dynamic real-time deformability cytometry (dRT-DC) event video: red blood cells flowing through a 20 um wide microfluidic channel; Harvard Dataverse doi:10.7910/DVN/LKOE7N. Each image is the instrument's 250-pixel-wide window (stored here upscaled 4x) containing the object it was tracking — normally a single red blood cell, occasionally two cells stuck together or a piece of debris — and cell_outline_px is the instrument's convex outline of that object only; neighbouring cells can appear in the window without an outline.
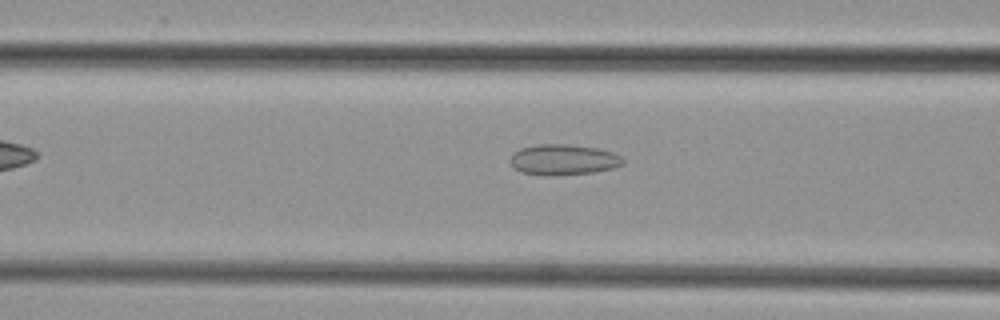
{"species": "common noctule bat (a hibernating species)", "species_latin": "Nyctalus noctula", "temperature_condition": "cold", "stored_images_in_passage": 33, "camera_frame_rate_fps": 3000, "um_per_image_px": 0.085, "animal": {"sex": "female", "body_mass_g": 29.2, "forearm_length_mm": 56.3}, "frame": {"image": 1, "passage_image": 4, "time_ms": 1.0, "image_size_px": [1000, 320], "cell_outline_px": [[624, 164], [612, 168], [596, 172], [552, 176], [520, 172], [512, 168], [508, 160], [512, 152], [520, 148], [540, 144], [568, 144], [596, 148], [612, 152], [620, 156], [624, 160]], "centroid_in_image_um": [47.83, 13.58], "position_along_channel_um": 118.8, "area_um2": 20.4}}
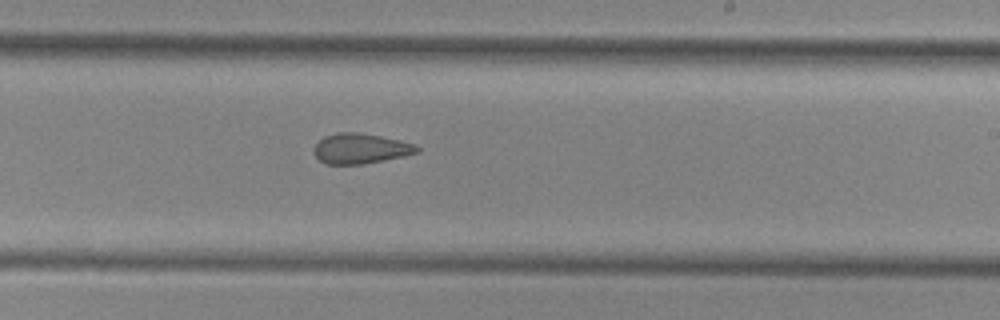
{"frame": {"image": 2, "passage_image": 14, "time_ms": 4.333, "image_size_px": [1000, 320], "cell_outline_px": [[420, 152], [384, 160], [364, 164], [324, 164], [312, 152], [312, 148], [324, 136], [336, 132], [360, 132], [380, 136], [412, 144], [420, 148]], "centroid_in_image_um": [30.58, 12.63], "position_along_channel_um": 258.4, "area_um2": 18.09}}
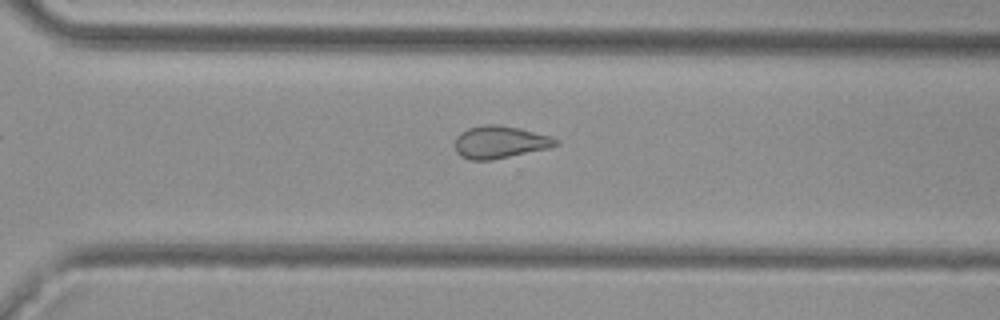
{"frame": {"image": 3, "passage_image": 19, "time_ms": 6.0, "image_size_px": [1000, 320], "cell_outline_px": [[560, 144], [552, 148], [492, 160], [468, 160], [460, 156], [456, 152], [456, 136], [460, 132], [468, 128], [484, 124], [500, 124], [520, 128], [552, 136], [560, 140]], "centroid_in_image_um": [42.54, 12.08], "position_along_channel_um": 328.1, "area_um2": 19.54}}